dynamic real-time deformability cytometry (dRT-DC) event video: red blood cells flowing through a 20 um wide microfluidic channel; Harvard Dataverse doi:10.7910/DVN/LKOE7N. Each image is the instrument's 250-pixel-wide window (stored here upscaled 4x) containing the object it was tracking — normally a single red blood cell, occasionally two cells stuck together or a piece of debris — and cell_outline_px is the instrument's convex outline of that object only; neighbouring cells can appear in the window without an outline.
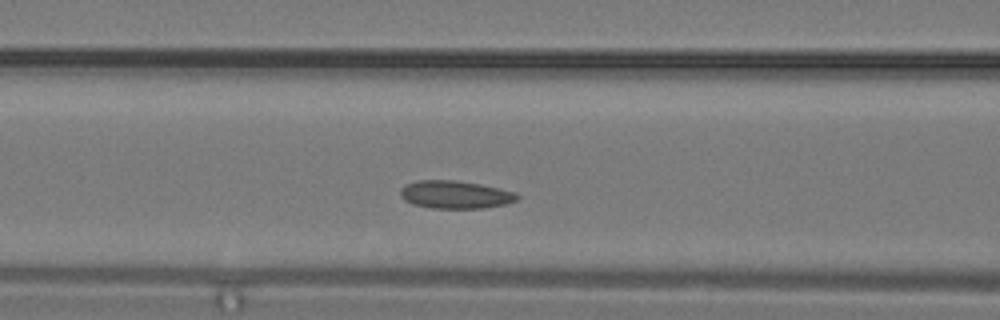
{"species": "common noctule bat (a hibernating species)", "species_latin": "Nyctalus noctula", "temperature_condition": "warm", "stored_images_in_passage": 10, "segment_of_instrument_passage": [1, 2], "camera_frame_rate_fps": 3000, "um_per_image_px": 0.085, "animal": {"sex": "male", "body_mass_g": 19.2, "forearm_length_mm": 51.8}, "frame": {"image": 1, "passage_image": 7, "time_ms": 2.0, "image_size_px": [1000, 320], "cell_outline_px": [[520, 196], [516, 200], [504, 204], [484, 208], [432, 208], [412, 204], [404, 200], [400, 196], [400, 188], [404, 184], [420, 180], [456, 180], [480, 184], [516, 192]], "centroid_in_image_um": [38.66, 16.54], "position_along_channel_um": 127.9, "area_um2": 19.02}}
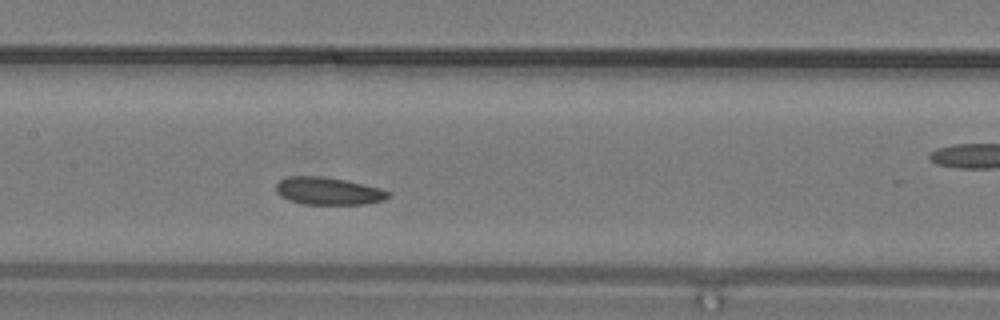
{"frame": {"image": 2, "passage_image": 9, "time_ms": 2.667, "image_size_px": [1000, 320], "cell_outline_px": [[392, 196], [384, 200], [364, 204], [304, 204], [288, 200], [280, 196], [276, 192], [276, 184], [280, 180], [288, 176], [320, 176], [344, 180], [380, 188], [392, 192]], "centroid_in_image_um": [27.91, 16.24], "position_along_channel_um": 179.5, "area_um2": 18.03}}